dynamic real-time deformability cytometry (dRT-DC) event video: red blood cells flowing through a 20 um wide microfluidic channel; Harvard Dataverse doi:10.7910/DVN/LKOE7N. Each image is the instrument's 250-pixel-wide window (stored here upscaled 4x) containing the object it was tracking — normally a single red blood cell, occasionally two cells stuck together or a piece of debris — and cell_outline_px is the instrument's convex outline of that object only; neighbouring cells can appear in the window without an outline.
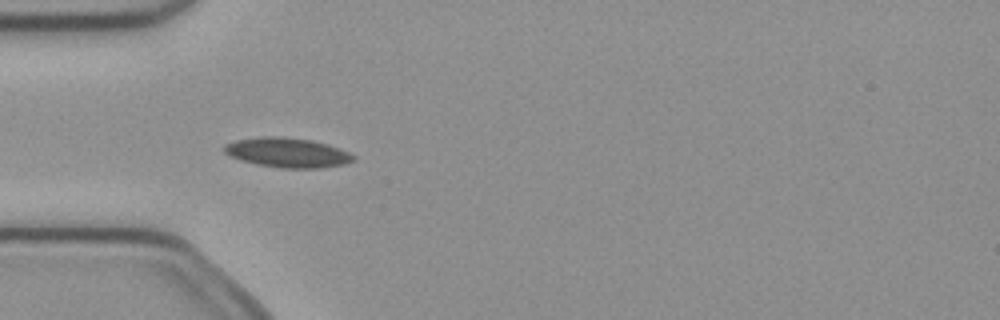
{"species": "common noctule bat (a hibernating species)", "species_latin": "Nyctalus noctula", "temperature_condition": "cold", "stored_images_in_passage": 6, "camera_frame_rate_fps": 3000, "um_per_image_px": 0.085, "animal": {"sex": "female", "body_mass_g": 21.9}, "frame": {"image": 1, "passage_image": 4, "time_ms": 1.0, "image_size_px": [1000, 320], "cell_outline_px": [[356, 160], [344, 164], [320, 168], [280, 168], [256, 164], [240, 160], [224, 152], [220, 148], [224, 144], [236, 140], [260, 136], [284, 136], [312, 140], [328, 144], [348, 152], [356, 156]], "centroid_in_image_um": [24.41, 12.96], "position_along_channel_um": 60.6, "area_um2": 22.6}}
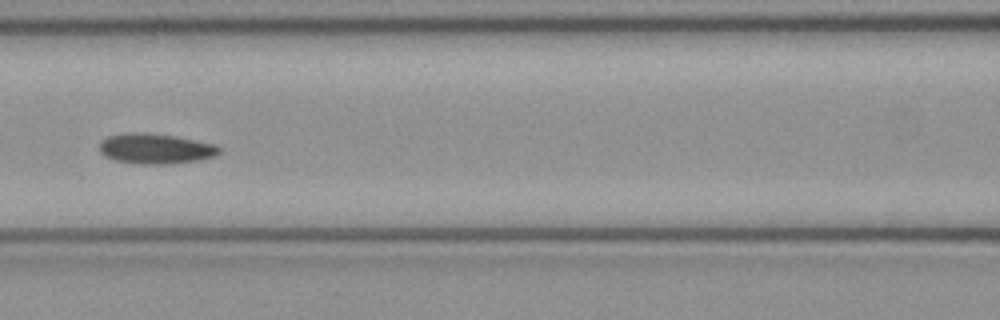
{"frame": {"image": 2, "passage_image": 6, "time_ms": 1.667, "image_size_px": [1000, 320], "cell_outline_px": [[220, 152], [216, 156], [200, 160], [168, 164], [144, 164], [112, 160], [104, 156], [100, 152], [100, 140], [108, 136], [132, 132], [140, 132], [176, 136], [216, 144], [220, 148]], "centroid_in_image_um": [13.23, 12.64], "position_along_channel_um": 153.4, "area_um2": 21.27}}